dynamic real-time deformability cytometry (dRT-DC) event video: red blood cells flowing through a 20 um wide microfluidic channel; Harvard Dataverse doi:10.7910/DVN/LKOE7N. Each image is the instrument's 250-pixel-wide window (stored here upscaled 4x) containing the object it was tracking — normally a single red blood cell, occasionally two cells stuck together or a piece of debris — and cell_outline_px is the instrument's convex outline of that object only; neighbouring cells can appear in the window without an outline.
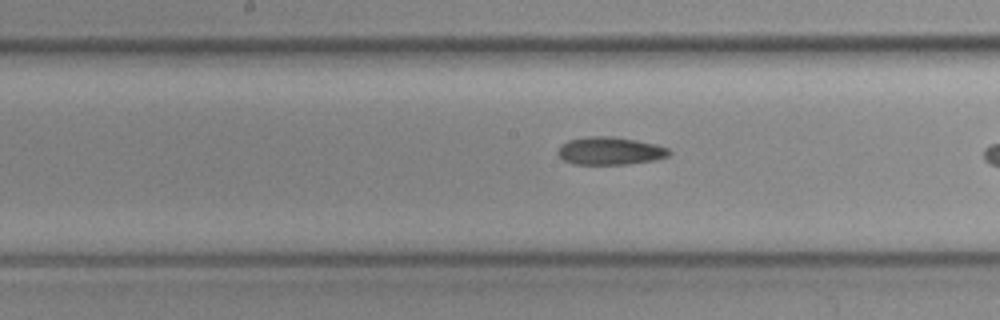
{"species": "common noctule bat (a hibernating species)", "species_latin": "Nyctalus noctula", "temperature_condition": "cold", "stored_images_in_passage": 23, "camera_frame_rate_fps": 3000, "um_per_image_px": 0.085, "animal": {"sex": "female", "body_mass_g": 19.3, "forearm_length_mm": 54.1}, "frame": {"image": 1, "passage_image": 10, "time_ms": 3.0, "image_size_px": [1000, 320], "cell_outline_px": [[672, 152], [668, 156], [652, 160], [628, 164], [572, 164], [564, 160], [556, 152], [560, 144], [568, 140], [588, 136], [612, 136], [636, 140], [656, 144], [668, 148]], "centroid_in_image_um": [51.82, 12.82], "position_along_channel_um": 196.4, "area_um2": 18.09}}